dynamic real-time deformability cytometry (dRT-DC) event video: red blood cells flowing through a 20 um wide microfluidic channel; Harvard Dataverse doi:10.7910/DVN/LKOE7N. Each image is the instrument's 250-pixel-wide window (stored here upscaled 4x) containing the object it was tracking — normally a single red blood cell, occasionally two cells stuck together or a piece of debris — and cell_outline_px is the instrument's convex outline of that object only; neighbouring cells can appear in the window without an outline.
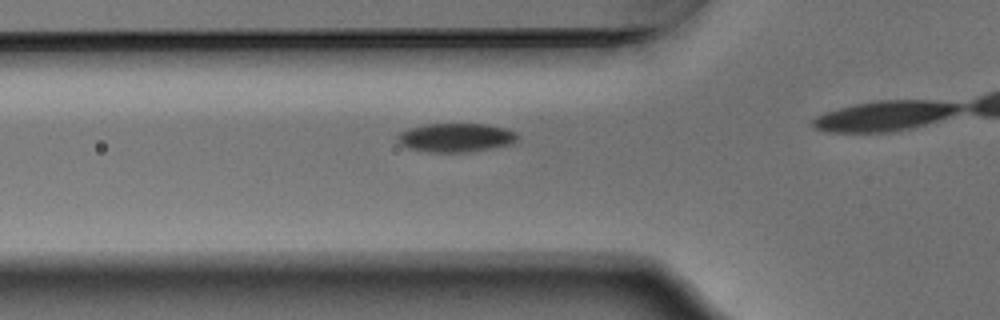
{"species": "Egyptian fruit bat (a non-hibernating species)", "species_latin": "Rousettus aegyptiacus", "temperature_condition": "warm", "stored_images_in_passage": 34, "camera_frame_rate_fps": 3000, "um_per_image_px": 0.085, "animal": {"sex": "male"}, "frame": {"image": 1, "passage_image": 10, "time_ms": 3.0, "image_size_px": [1000, 320], "cell_outline_px": [[520, 136], [512, 144], [464, 152], [428, 152], [412, 148], [400, 144], [396, 140], [396, 136], [400, 132], [408, 128], [424, 124], [484, 124], [504, 128], [516, 132]], "centroid_in_image_um": [38.72, 11.68], "position_along_channel_um": 87.1, "area_um2": 20.0}}
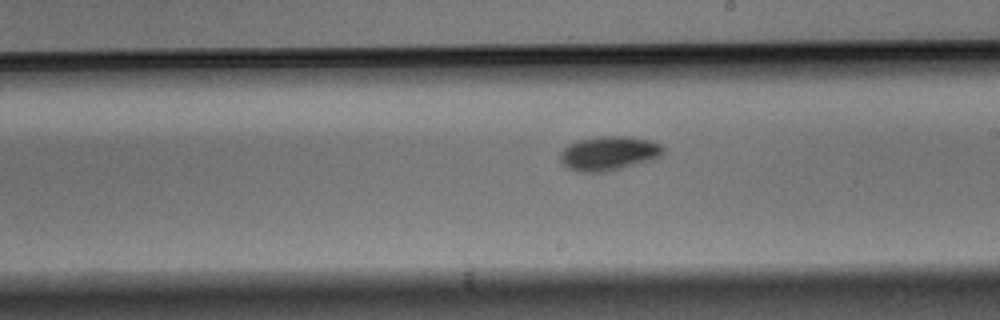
{"frame": {"image": 2, "passage_image": 22, "time_ms": 7.0, "image_size_px": [1000, 320], "cell_outline_px": [[664, 152], [660, 156], [652, 160], [608, 172], [576, 172], [568, 168], [560, 160], [560, 152], [568, 144], [580, 140], [600, 136], [624, 136], [652, 140], [660, 144], [664, 148]], "centroid_in_image_um": [51.76, 13.04], "position_along_channel_um": 237.2, "area_um2": 20.69}}
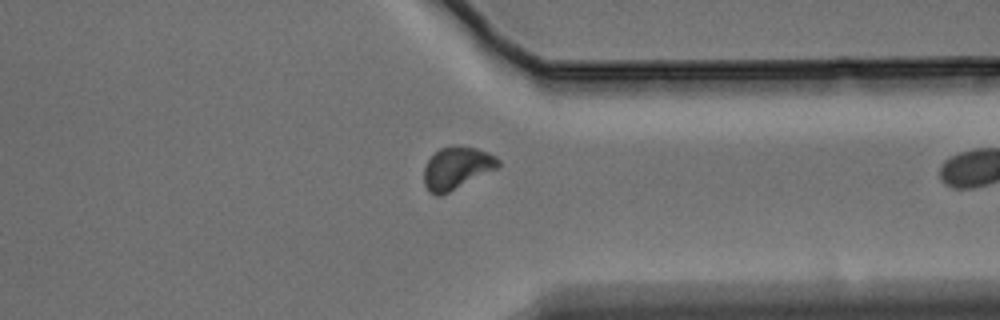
{"frame": {"image": 3, "passage_image": 33, "time_ms": 10.667, "image_size_px": [1000, 320], "cell_outline_px": [[500, 168], [440, 196], [436, 196], [428, 192], [424, 184], [424, 164], [440, 148], [452, 144], [456, 144], [476, 148], [488, 152], [496, 156], [500, 160]], "centroid_in_image_um": [38.84, 14.27], "position_along_channel_um": 372.6, "area_um2": 18.79}}